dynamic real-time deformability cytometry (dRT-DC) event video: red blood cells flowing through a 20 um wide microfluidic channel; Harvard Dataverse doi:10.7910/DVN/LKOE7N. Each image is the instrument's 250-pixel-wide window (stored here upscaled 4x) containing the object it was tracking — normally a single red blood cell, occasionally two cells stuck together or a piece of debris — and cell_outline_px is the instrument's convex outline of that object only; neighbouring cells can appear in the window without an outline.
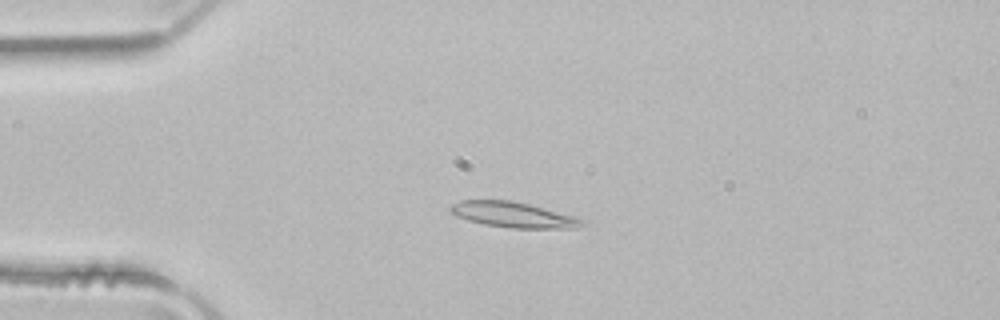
{"species": "common noctule bat (a hibernating species)", "species_latin": "Nyctalus noctula", "temperature_condition": "room temperature", "stored_images_in_passage": 52, "camera_frame_rate_fps": 3000, "um_per_image_px": 0.085, "animal": {"sex": "male", "body_mass_g": 21.5, "forearm_length_mm": 52.0}, "frame": {"image": 1, "passage_image": 13, "time_ms": 4.0, "image_size_px": [1000, 320], "cell_outline_px": [[584, 224], [576, 228], [512, 228], [484, 224], [468, 220], [456, 216], [448, 208], [452, 204], [460, 200], [512, 200], [576, 216], [584, 220]], "centroid_in_image_um": [43.62, 18.25], "position_along_channel_um": 41.4, "area_um2": 19.48}}
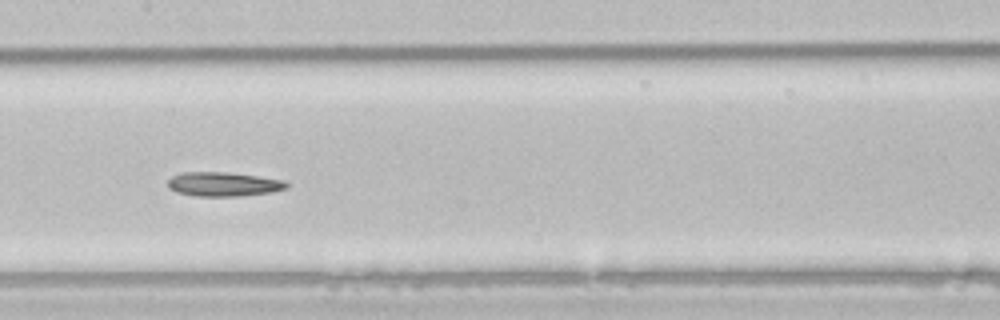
{"frame": {"image": 2, "passage_image": 26, "time_ms": 8.333, "image_size_px": [1000, 320], "cell_outline_px": [[288, 188], [272, 192], [240, 196], [196, 196], [176, 192], [168, 188], [168, 180], [172, 176], [180, 172], [228, 172], [284, 180], [288, 184]], "centroid_in_image_um": [18.97, 15.65], "position_along_channel_um": 188.4, "area_um2": 16.82}}
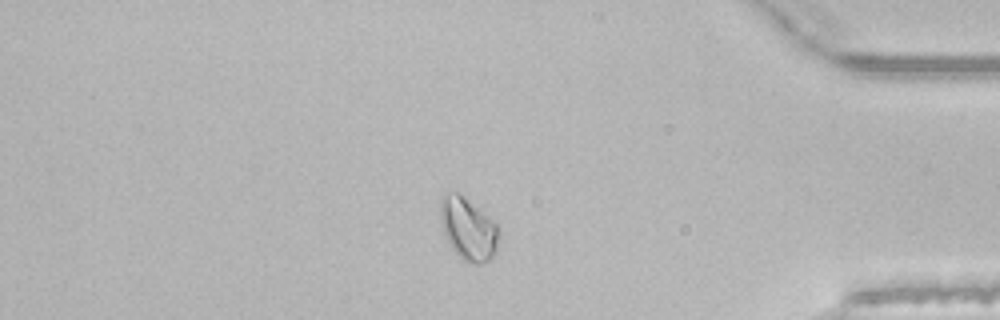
{"frame": {"image": 3, "passage_image": 44, "time_ms": 14.333, "image_size_px": [1000, 320], "cell_outline_px": [[500, 232], [496, 252], [488, 260], [480, 264], [472, 264], [464, 260], [448, 244], [440, 220], [440, 196], [444, 192], [460, 192], [488, 216], [500, 228]], "centroid_in_image_um": [39.79, 19.42], "position_along_channel_um": 395.4, "area_um2": 21.56}, "authors_computed_cell_mechanics": {"area_um2": 19.1896, "velocity_mm_per_s": 3.9763, "shape_relaxation_time_tau1_ms": 6.6566, "shape_relaxation_time_tau2_ms": null, "deformation_change_tau1": 0.1588, "deformation_change_tau2": null}}